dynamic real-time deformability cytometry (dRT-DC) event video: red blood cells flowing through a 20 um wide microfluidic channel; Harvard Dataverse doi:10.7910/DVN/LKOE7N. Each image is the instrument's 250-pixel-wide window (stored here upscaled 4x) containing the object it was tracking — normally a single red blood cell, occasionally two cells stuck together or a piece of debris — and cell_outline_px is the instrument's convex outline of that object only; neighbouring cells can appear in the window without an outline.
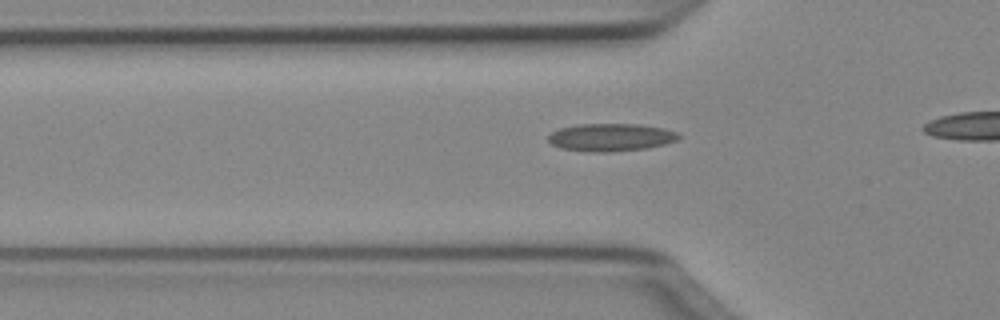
{"species": "Egyptian fruit bat (a non-hibernating species)", "species_latin": "Rousettus aegyptiacus", "temperature_condition": "cold", "stored_images_in_passage": 27, "camera_frame_rate_fps": 3000, "um_per_image_px": 0.085, "animal": {"sex": "female"}, "frame": {"image": 1, "passage_image": 12, "time_ms": 3.667, "image_size_px": [1000, 320], "cell_outline_px": [[680, 136], [676, 140], [664, 144], [648, 148], [612, 152], [592, 152], [560, 148], [552, 144], [548, 140], [548, 136], [552, 132], [560, 128], [580, 124], [640, 124], [664, 128], [676, 132]], "centroid_in_image_um": [51.92, 11.67], "position_along_channel_um": 73.9, "area_um2": 21.04}}
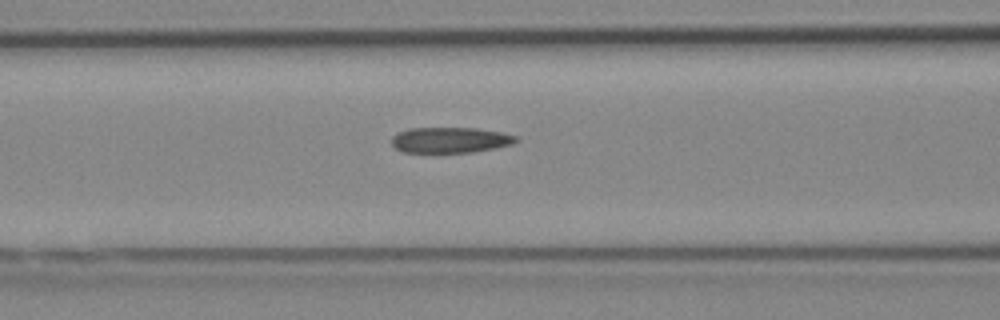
{"frame": {"image": 2, "passage_image": 16, "time_ms": 5.0, "image_size_px": [1000, 320], "cell_outline_px": [[520, 140], [512, 144], [496, 148], [472, 152], [404, 152], [396, 148], [392, 144], [392, 136], [396, 132], [408, 128], [476, 128], [500, 132], [516, 136]], "centroid_in_image_um": [38.26, 11.89], "position_along_channel_um": 128.3, "area_um2": 18.61}}
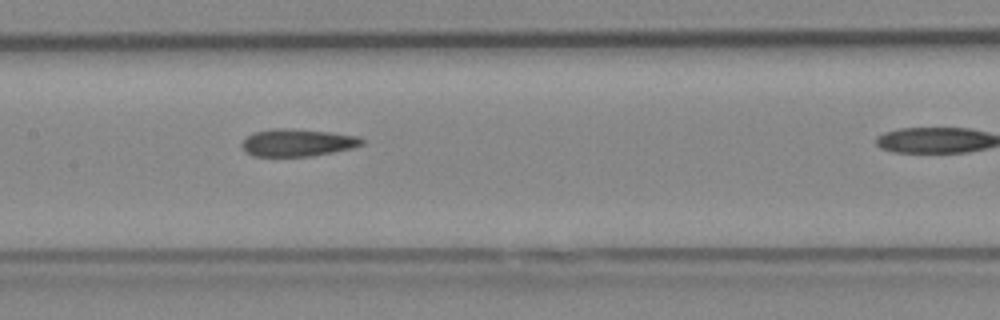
{"frame": {"image": 3, "passage_image": 20, "time_ms": 6.333, "image_size_px": [1000, 320], "cell_outline_px": [[364, 144], [352, 148], [312, 156], [252, 156], [240, 144], [252, 132], [276, 128], [284, 128], [332, 132], [360, 136], [364, 140]], "centroid_in_image_um": [25.32, 12.12], "position_along_channel_um": 182.1, "area_um2": 19.13}}